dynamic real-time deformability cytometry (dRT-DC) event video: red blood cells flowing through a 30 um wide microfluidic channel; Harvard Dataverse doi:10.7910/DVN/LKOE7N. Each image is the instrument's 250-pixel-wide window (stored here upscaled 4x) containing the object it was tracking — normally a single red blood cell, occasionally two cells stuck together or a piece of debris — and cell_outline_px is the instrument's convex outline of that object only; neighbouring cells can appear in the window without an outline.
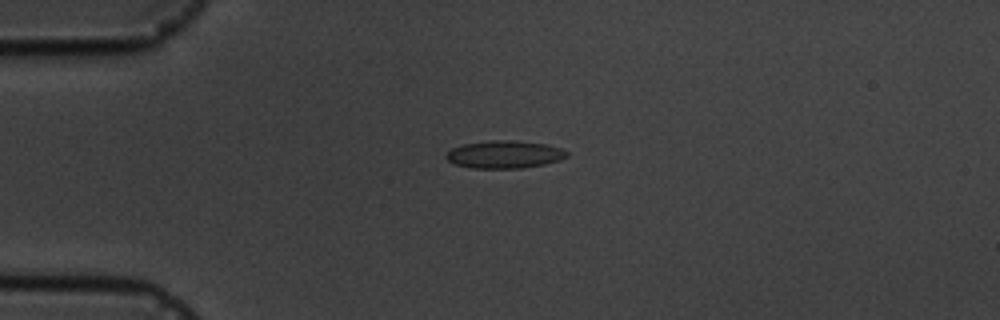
{"species": "common noctule bat (a hibernating species)", "species_latin": "Nyctalus noctula", "temperature_condition": "cold", "stored_images_in_passage": 4, "camera_frame_rate_fps": 3000, "um_per_image_px": 0.085, "animal": {"sex": "male", "body_mass_g": 19.5, "forearm_length_mm": 54.6}, "frame": {"image": 1, "passage_image": 4, "time_ms": 4.333, "image_size_px": [1000, 320], "cell_outline_px": [[568, 156], [560, 160], [544, 164], [520, 168], [468, 168], [456, 164], [448, 160], [444, 156], [452, 148], [464, 144], [492, 140], [516, 140], [548, 144], [560, 148], [568, 152]], "centroid_in_image_um": [42.89, 13.12], "position_along_channel_um": 42.1, "area_um2": 19.48}}